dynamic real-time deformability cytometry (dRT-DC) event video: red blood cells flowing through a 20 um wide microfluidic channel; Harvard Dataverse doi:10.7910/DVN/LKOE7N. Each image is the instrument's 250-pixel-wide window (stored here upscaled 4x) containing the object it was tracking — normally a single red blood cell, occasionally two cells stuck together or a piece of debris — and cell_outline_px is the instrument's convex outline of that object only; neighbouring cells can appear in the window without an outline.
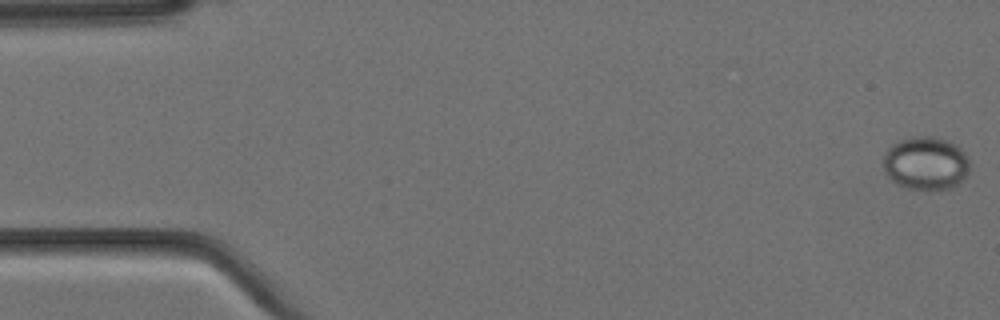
{"species": "Egyptian fruit bat (a non-hibernating species)", "species_latin": "Rousettus aegyptiacus", "temperature_condition": "cold", "stored_images_in_passage": 5, "camera_frame_rate_fps": 3000, "um_per_image_px": 0.085, "animal": {"sex": "female"}, "frame": {"image": 1, "passage_image": 1, "time_ms": 0.0, "image_size_px": [1000, 320], "cell_outline_px": [[968, 176], [964, 180], [952, 188], [928, 192], [908, 188], [896, 184], [884, 172], [884, 152], [892, 144], [900, 140], [912, 136], [936, 136], [948, 140], [956, 144], [964, 152], [968, 160]], "centroid_in_image_um": [78.7, 13.9], "position_along_channel_um": 6.3, "area_um2": 27.51}}